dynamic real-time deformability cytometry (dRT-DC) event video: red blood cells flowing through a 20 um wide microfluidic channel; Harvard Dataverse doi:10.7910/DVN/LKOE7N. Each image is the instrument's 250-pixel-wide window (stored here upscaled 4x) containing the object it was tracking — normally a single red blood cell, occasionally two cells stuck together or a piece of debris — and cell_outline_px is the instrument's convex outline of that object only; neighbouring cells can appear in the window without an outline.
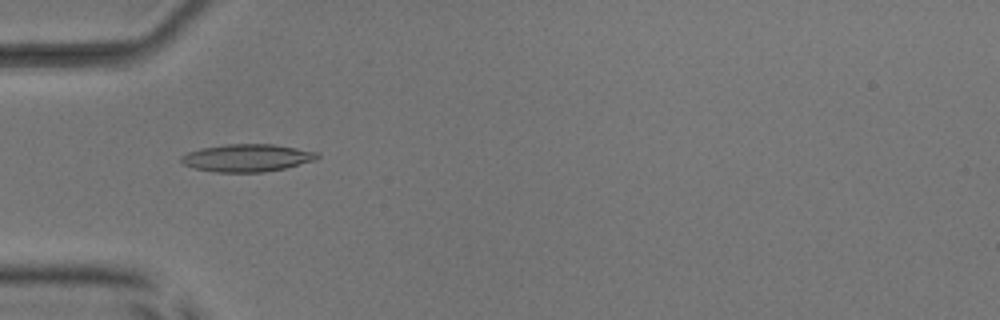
{"species": "common noctule bat (a hibernating species)", "species_latin": "Nyctalus noctula", "temperature_condition": "room temperature", "stored_images_in_passage": 52, "camera_frame_rate_fps": 3000, "um_per_image_px": 0.085, "animal": {"sex": "male", "body_mass_g": 17.9, "forearm_length_mm": 54.2}, "frame": {"image": 1, "passage_image": 17, "time_ms": 5.333, "image_size_px": [1000, 320], "cell_outline_px": [[320, 156], [316, 160], [284, 168], [264, 172], [216, 172], [196, 168], [184, 164], [180, 160], [180, 156], [188, 152], [200, 148], [224, 144], [272, 144], [320, 152]], "centroid_in_image_um": [21.01, 13.41], "position_along_channel_um": 64.0, "area_um2": 21.85}}
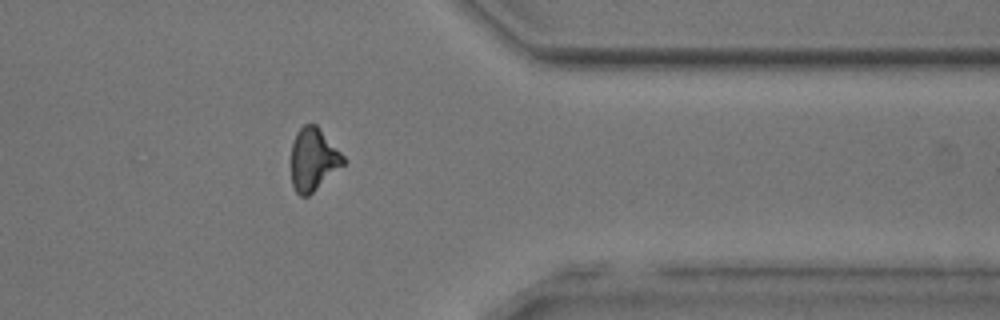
{"frame": {"image": 2, "passage_image": 42, "time_ms": 13.667, "image_size_px": [1000, 320], "cell_outline_px": [[344, 164], [308, 196], [300, 196], [296, 192], [292, 184], [292, 144], [296, 132], [304, 124], [316, 124], [344, 156]], "centroid_in_image_um": [26.62, 13.54], "position_along_channel_um": 384.8, "area_um2": 18.73}}
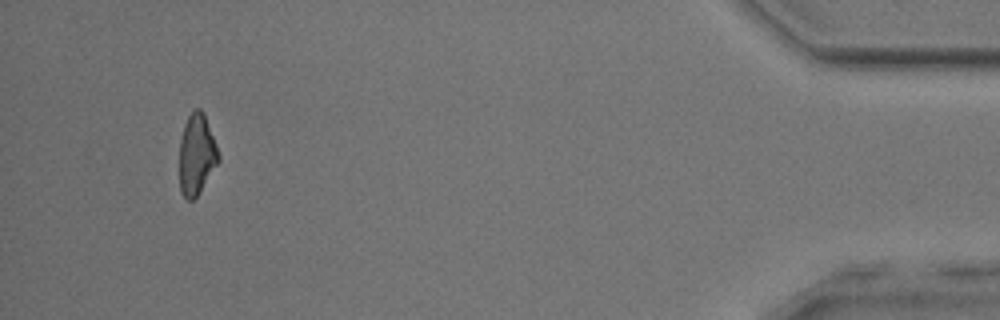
{"frame": {"image": 3, "passage_image": 49, "time_ms": 16.0, "image_size_px": [1000, 320], "cell_outline_px": [[220, 160], [196, 196], [192, 200], [188, 200], [180, 192], [180, 136], [184, 124], [188, 116], [196, 108], [200, 108], [204, 112], [220, 156]], "centroid_in_image_um": [16.71, 13.1], "position_along_channel_um": 418.5, "area_um2": 18.21}, "authors_computed_cell_mechanics": {"area_um2": 19.6809, "velocity_mm_per_s": 4.0168, "shape_relaxation_time_tau1_ms": null, "shape_relaxation_time_tau2_ms": 2.9637, "deformation_change_tau1": null, "deformation_change_tau2": 0.1128}}